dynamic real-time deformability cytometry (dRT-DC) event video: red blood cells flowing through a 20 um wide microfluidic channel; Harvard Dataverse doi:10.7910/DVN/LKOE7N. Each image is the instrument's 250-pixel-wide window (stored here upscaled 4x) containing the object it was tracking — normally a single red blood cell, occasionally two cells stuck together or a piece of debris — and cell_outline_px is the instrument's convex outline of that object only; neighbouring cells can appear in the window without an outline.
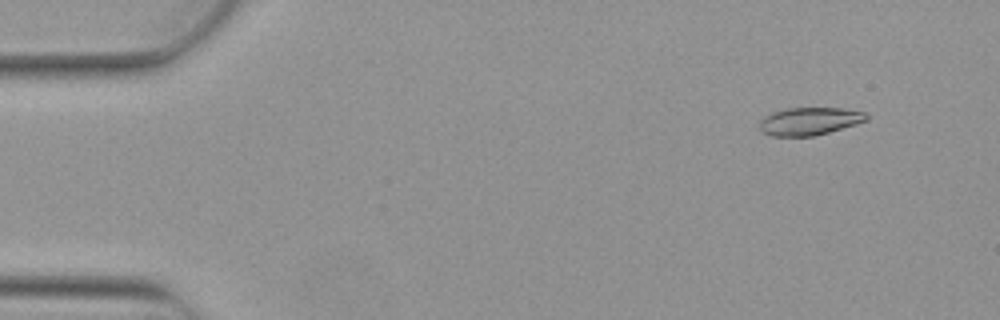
{"species": "Egyptian fruit bat (a non-hibernating species)", "species_latin": "Rousettus aegyptiacus", "temperature_condition": "warm", "stored_images_in_passage": 3, "camera_frame_rate_fps": 3000, "um_per_image_px": 0.085, "animal": {"sex": "female"}, "frame": {"image": 1, "passage_image": 2, "time_ms": 0.333, "image_size_px": [1000, 320], "cell_outline_px": [[868, 120], [856, 124], [828, 132], [812, 136], [772, 136], [764, 132], [760, 128], [760, 120], [764, 116], [772, 112], [788, 108], [840, 108], [864, 112], [868, 116]], "centroid_in_image_um": [68.8, 10.3], "position_along_channel_um": 16.2, "area_um2": 17.11}}
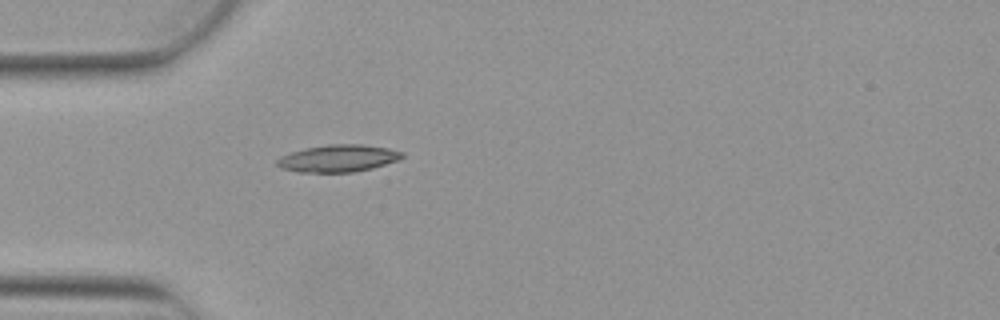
{"frame": {"image": 2, "passage_image": 3, "time_ms": 0.667, "image_size_px": [1000, 320], "cell_outline_px": [[404, 156], [400, 160], [372, 168], [352, 172], [300, 172], [284, 168], [276, 164], [276, 160], [280, 156], [304, 148], [328, 144], [364, 144], [388, 148], [404, 152]], "centroid_in_image_um": [28.78, 13.45], "position_along_channel_um": 56.2, "area_um2": 19.83}}